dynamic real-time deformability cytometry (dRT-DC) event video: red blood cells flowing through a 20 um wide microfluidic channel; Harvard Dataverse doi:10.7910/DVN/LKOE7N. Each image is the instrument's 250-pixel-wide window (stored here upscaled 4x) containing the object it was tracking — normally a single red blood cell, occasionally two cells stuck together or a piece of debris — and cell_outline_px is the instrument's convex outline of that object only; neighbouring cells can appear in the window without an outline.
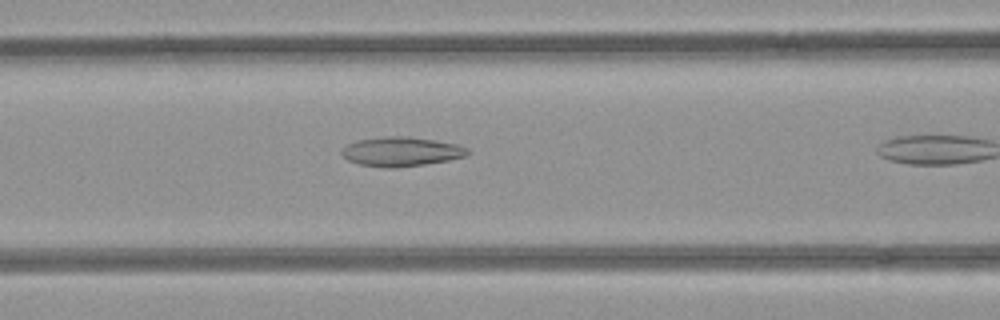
{"species": "common noctule bat (a hibernating species)", "species_latin": "Nyctalus noctula", "temperature_condition": "room temperature", "stored_images_in_passage": 10, "camera_frame_rate_fps": 3000, "um_per_image_px": 0.085, "animal": {"sex": "female", "body_mass_g": 21.9}, "frame": {"image": 1, "passage_image": 6, "time_ms": 1.667, "image_size_px": [1000, 320], "cell_outline_px": [[472, 152], [464, 156], [448, 160], [424, 164], [396, 168], [384, 168], [360, 164], [348, 160], [340, 152], [348, 144], [360, 140], [388, 136], [408, 136], [436, 140], [456, 144], [468, 148]], "centroid_in_image_um": [34.14, 12.89], "position_along_channel_um": 132.5, "area_um2": 21.39}}
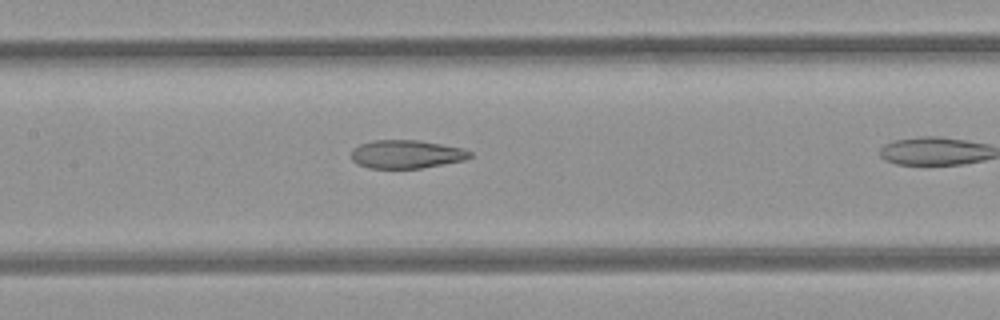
{"frame": {"image": 2, "passage_image": 9, "time_ms": 2.667, "image_size_px": [1000, 320], "cell_outline_px": [[472, 156], [464, 160], [420, 168], [368, 168], [352, 160], [352, 148], [360, 144], [372, 140], [416, 140], [440, 144], [460, 148], [472, 152]], "centroid_in_image_um": [34.52, 13.1], "position_along_channel_um": 172.9, "area_um2": 19.36}}